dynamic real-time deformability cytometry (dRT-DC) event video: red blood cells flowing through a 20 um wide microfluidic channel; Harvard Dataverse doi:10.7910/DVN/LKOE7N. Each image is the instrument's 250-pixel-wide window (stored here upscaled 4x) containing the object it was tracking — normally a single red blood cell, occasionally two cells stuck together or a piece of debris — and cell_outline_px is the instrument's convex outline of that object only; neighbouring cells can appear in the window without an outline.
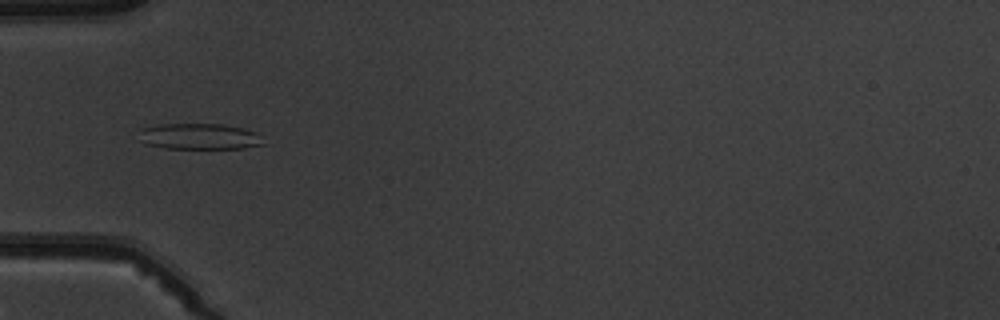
{"species": "common noctule bat (a hibernating species)", "species_latin": "Nyctalus noctula", "temperature_condition": "warm", "stored_images_in_passage": 7, "camera_frame_rate_fps": 3000, "um_per_image_px": 0.085, "animal": {"sex": "male", "body_mass_g": 19.5, "forearm_length_mm": 54.6}, "frame": {"image": 1, "passage_image": 4, "time_ms": 4.667, "image_size_px": [1000, 320], "cell_outline_px": [[264, 144], [244, 148], [164, 148], [144, 144], [140, 140], [144, 128], [156, 124], [220, 124], [240, 128], [256, 132]], "centroid_in_image_um": [16.93, 11.6], "position_along_channel_um": 68.1, "area_um2": 18.5}}
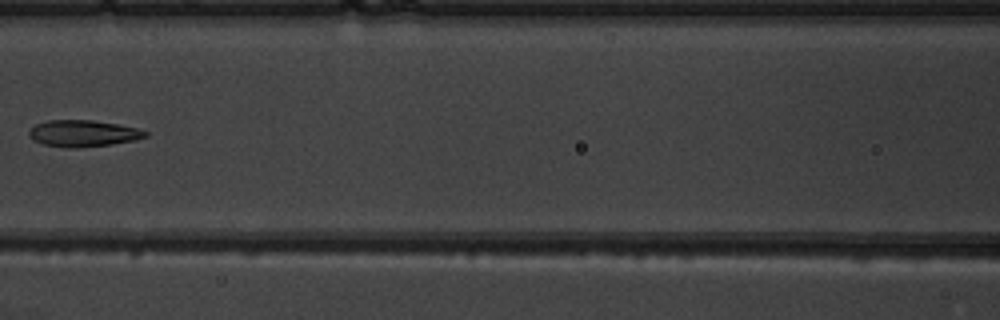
{"frame": {"image": 2, "passage_image": 6, "time_ms": 7.0, "image_size_px": [1000, 320], "cell_outline_px": [[148, 136], [136, 140], [112, 144], [72, 148], [44, 144], [32, 140], [28, 136], [28, 132], [36, 124], [48, 120], [92, 120], [116, 124], [136, 128], [148, 132]], "centroid_in_image_um": [7.06, 11.34], "position_along_channel_um": 159.5, "area_um2": 17.86}}
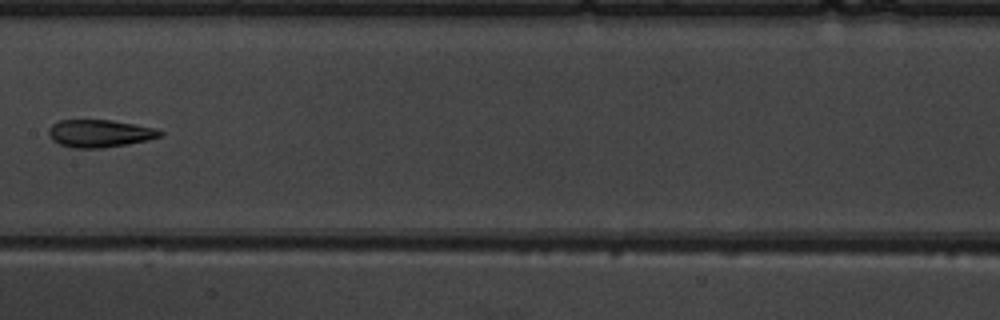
{"frame": {"image": 3, "passage_image": 7, "time_ms": 8.0, "image_size_px": [1000, 320], "cell_outline_px": [[164, 132], [160, 136], [148, 140], [100, 148], [72, 148], [60, 144], [52, 140], [48, 136], [48, 128], [56, 120], [112, 120], [136, 124], [152, 128]], "centroid_in_image_um": [8.41, 11.33], "position_along_channel_um": 199.0, "area_um2": 17.86}}